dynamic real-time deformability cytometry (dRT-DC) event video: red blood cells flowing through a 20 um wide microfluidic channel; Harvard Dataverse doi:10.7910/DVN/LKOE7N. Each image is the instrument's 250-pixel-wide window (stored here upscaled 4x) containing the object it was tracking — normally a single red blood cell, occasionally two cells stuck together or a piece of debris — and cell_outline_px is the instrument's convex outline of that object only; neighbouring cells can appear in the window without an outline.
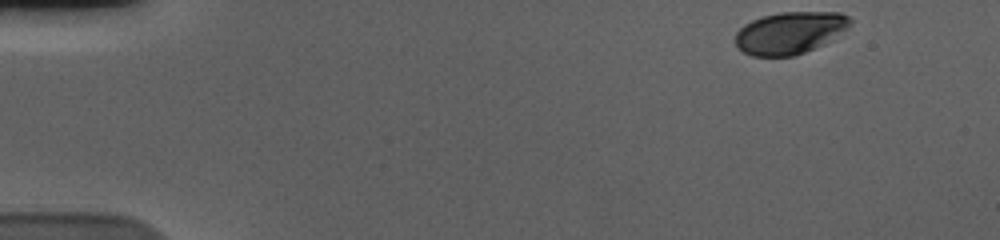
{"species": "human", "species_latin": "Homo sapiens", "temperature_condition": "cold", "stored_images_in_passage": 52, "camera_frame_rate_fps": 3000, "um_per_image_px": 0.085, "donor": {"sex": "male"}, "frame": {"image": 1, "passage_image": 1, "time_ms": 0.0, "image_size_px": [1000, 240], "cell_outline_px": [[852, 20], [848, 28], [824, 44], [804, 52], [792, 56], [752, 56], [744, 52], [736, 44], [736, 32], [744, 24], [752, 20], [764, 16], [780, 12], [840, 12], [848, 16]], "centroid_in_image_um": [67.15, 2.78], "position_along_channel_um": 17.9, "area_um2": 28.03}}
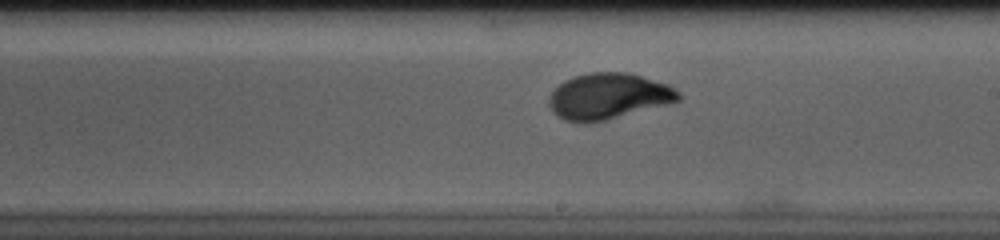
{"frame": {"image": 2, "passage_image": 29, "time_ms": 9.333, "image_size_px": [1000, 240], "cell_outline_px": [[680, 100], [604, 120], [588, 124], [584, 124], [568, 120], [560, 116], [548, 104], [548, 96], [564, 80], [572, 76], [592, 72], [628, 72], [668, 84], [680, 92]], "centroid_in_image_um": [51.7, 8.16], "position_along_channel_um": 237.3, "area_um2": 34.28}}
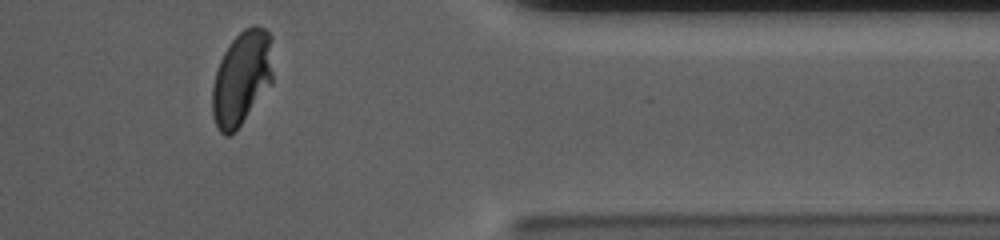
{"frame": {"image": 3, "passage_image": 43, "time_ms": 14.0, "image_size_px": [1000, 240], "cell_outline_px": [[272, 84], [240, 124], [228, 136], [224, 136], [216, 128], [212, 116], [212, 84], [220, 60], [224, 52], [232, 40], [244, 28], [252, 24], [256, 24], [264, 28], [272, 36]], "centroid_in_image_um": [20.55, 6.6], "position_along_channel_um": 390.9, "area_um2": 33.47}, "authors_computed_cell_mechanics": {"area_um2": 32.7148, "velocity_mm_per_s": 3.6651, "shape_relaxation_time_tau1_ms": 3.3183, "shape_relaxation_time_tau2_ms": null, "deformation_change_tau1": 0.1567, "deformation_change_tau2": null}}